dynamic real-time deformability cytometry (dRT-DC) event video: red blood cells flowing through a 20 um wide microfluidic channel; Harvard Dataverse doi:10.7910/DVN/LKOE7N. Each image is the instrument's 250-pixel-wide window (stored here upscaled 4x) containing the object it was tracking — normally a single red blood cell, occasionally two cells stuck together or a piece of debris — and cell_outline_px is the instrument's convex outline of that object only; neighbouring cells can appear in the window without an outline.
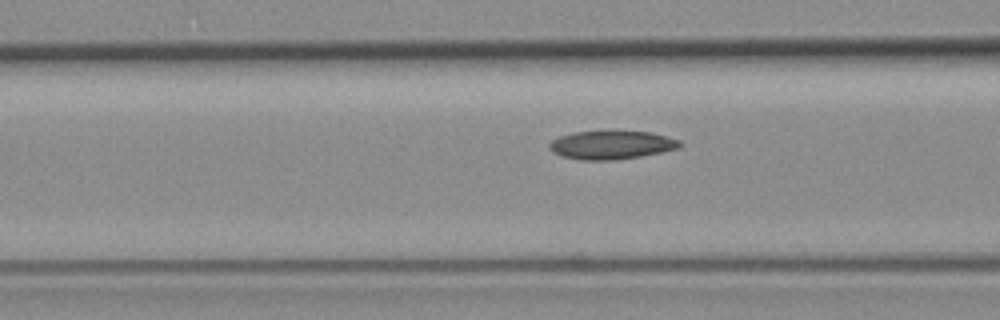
{"species": "common noctule bat (a hibernating species)", "species_latin": "Nyctalus noctula", "temperature_condition": "room temperature", "stored_images_in_passage": 14, "camera_frame_rate_fps": 3000, "um_per_image_px": 0.085, "animal": {"sex": "female", "body_mass_g": 19.3, "forearm_length_mm": 54.1}, "frame": {"image": 1, "passage_image": 12, "time_ms": 3.667, "image_size_px": [1000, 320], "cell_outline_px": [[684, 144], [680, 148], [640, 156], [616, 160], [580, 160], [564, 156], [552, 152], [548, 148], [548, 144], [552, 140], [560, 136], [572, 132], [648, 132], [668, 136], [680, 140]], "centroid_in_image_um": [51.98, 12.33], "position_along_channel_um": 114.6, "area_um2": 21.5}}